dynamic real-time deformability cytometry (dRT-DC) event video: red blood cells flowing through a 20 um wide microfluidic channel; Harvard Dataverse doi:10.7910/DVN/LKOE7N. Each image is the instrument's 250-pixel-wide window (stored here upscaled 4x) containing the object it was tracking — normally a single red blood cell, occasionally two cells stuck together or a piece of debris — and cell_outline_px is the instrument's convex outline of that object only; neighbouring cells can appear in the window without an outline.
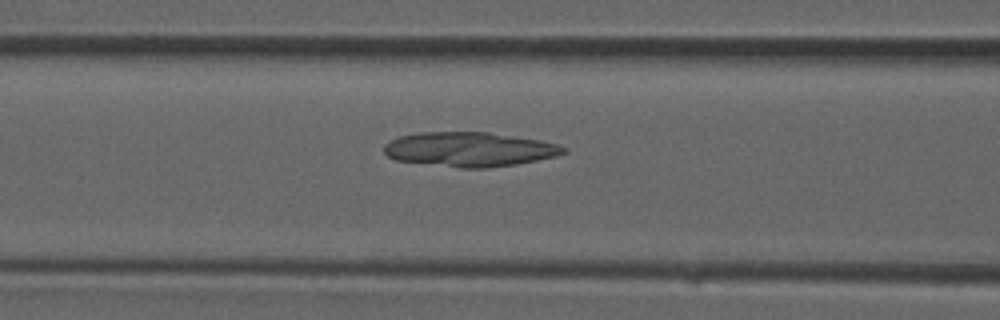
{"species": "common noctule bat (a hibernating species)", "species_latin": "Nyctalus noctula", "temperature_condition": "room temperature", "stored_images_in_passage": 35, "camera_frame_rate_fps": 3000, "um_per_image_px": 0.085, "animal": {"sex": "male", "forearm_length_mm": 52.5}, "frame": {"image": 1, "passage_image": 14, "time_ms": 4.333, "image_size_px": [1000, 320], "cell_outline_px": [[568, 152], [556, 156], [516, 164], [488, 168], [460, 168], [396, 160], [388, 156], [384, 152], [384, 144], [400, 136], [420, 132], [488, 132], [540, 140], [560, 144], [568, 148]], "centroid_in_image_um": [39.94, 12.69], "position_along_channel_um": 126.7, "area_um2": 36.13}}
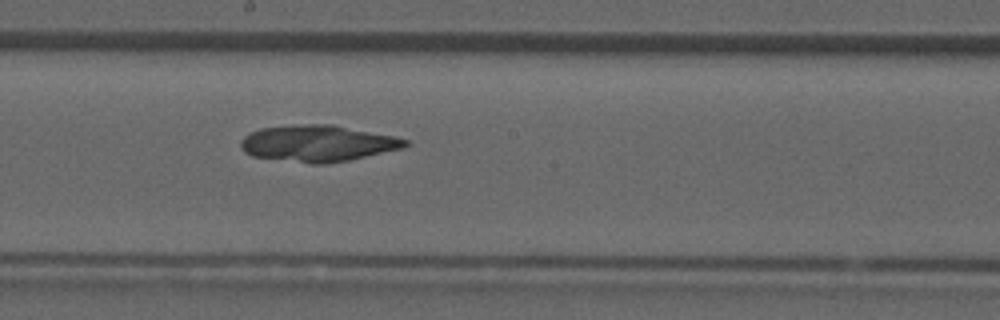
{"frame": {"image": 2, "passage_image": 19, "time_ms": 6.0, "image_size_px": [1000, 320], "cell_outline_px": [[412, 144], [404, 148], [348, 160], [324, 164], [312, 164], [252, 156], [244, 152], [240, 148], [240, 140], [244, 136], [260, 128], [308, 124], [332, 124], [396, 136], [408, 140]], "centroid_in_image_um": [27.04, 12.19], "position_along_channel_um": 221.2, "area_um2": 35.03}}
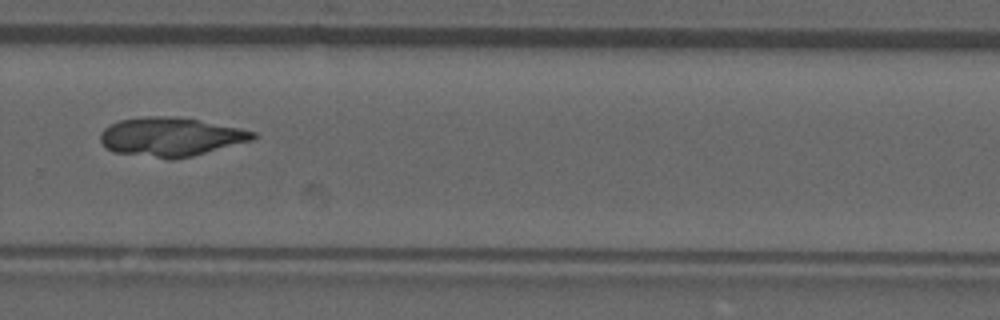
{"frame": {"image": 3, "passage_image": 24, "time_ms": 7.667, "image_size_px": [1000, 320], "cell_outline_px": [[260, 136], [256, 140], [192, 156], [172, 160], [112, 152], [104, 148], [100, 140], [100, 132], [104, 128], [120, 120], [144, 116], [176, 116], [200, 120], [240, 128], [256, 132]], "centroid_in_image_um": [14.54, 11.64], "position_along_channel_um": 315.3, "area_um2": 35.14}}